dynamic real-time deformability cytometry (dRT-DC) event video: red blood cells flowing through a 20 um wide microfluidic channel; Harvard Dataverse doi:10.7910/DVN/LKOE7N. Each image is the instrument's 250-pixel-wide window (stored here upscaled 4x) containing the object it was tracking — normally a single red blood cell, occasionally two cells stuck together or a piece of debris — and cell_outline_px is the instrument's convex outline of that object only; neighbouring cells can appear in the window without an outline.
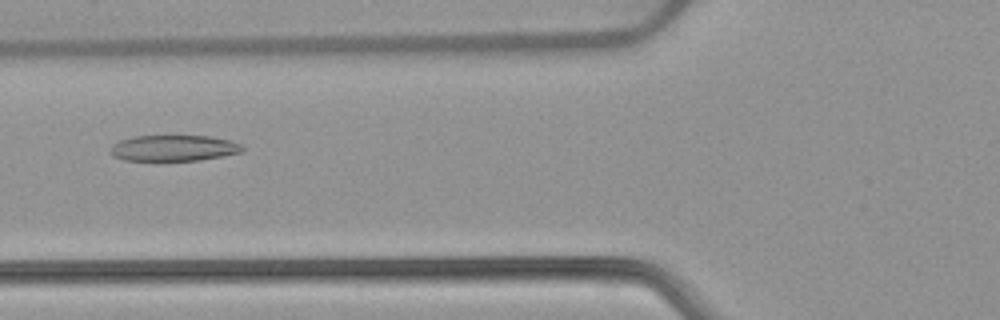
{"species": "common noctule bat (a hibernating species)", "species_latin": "Nyctalus noctula", "temperature_condition": "warm", "stored_images_in_passage": 52, "camera_frame_rate_fps": 3000, "um_per_image_px": 0.085, "animal": {"sex": "female", "body_mass_g": 22.7, "forearm_length_mm": 54.2}, "frame": {"image": 1, "passage_image": 20, "time_ms": 6.333, "image_size_px": [1000, 320], "cell_outline_px": [[244, 152], [224, 156], [200, 160], [156, 164], [124, 160], [112, 156], [108, 152], [112, 144], [120, 140], [136, 136], [212, 136], [232, 140], [240, 144], [244, 148]], "centroid_in_image_um": [14.72, 12.64], "position_along_channel_um": 111.1, "area_um2": 21.27}}
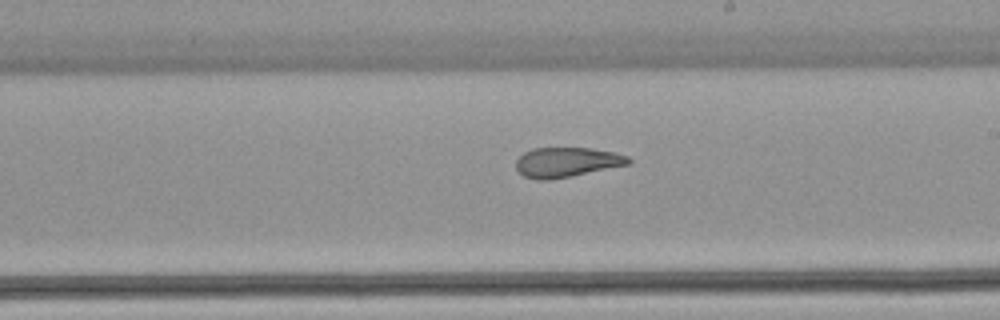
{"frame": {"image": 2, "passage_image": 30, "time_ms": 9.667, "image_size_px": [1000, 320], "cell_outline_px": [[632, 164], [572, 176], [548, 180], [536, 180], [524, 176], [516, 168], [516, 160], [524, 152], [532, 148], [592, 148], [612, 152], [628, 156], [632, 160]], "centroid_in_image_um": [48.19, 13.79], "position_along_channel_um": 240.8, "area_um2": 19.65}}
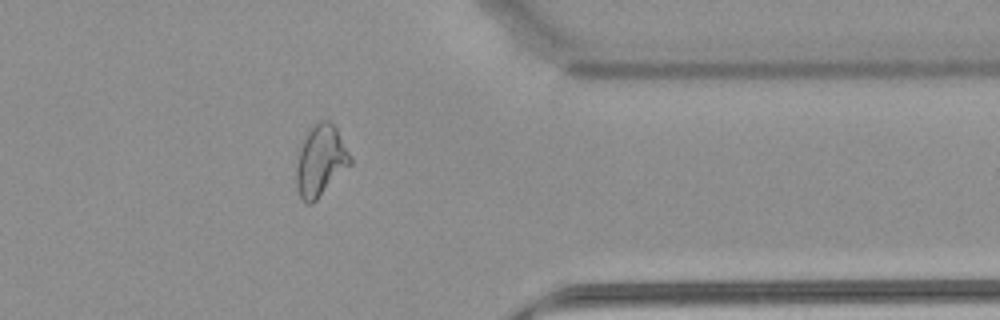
{"frame": {"image": 3, "passage_image": 42, "time_ms": 13.667, "image_size_px": [1000, 320], "cell_outline_px": [[352, 164], [312, 204], [308, 204], [300, 196], [296, 188], [296, 168], [300, 148], [304, 132], [308, 128], [320, 120], [328, 120], [336, 128], [352, 156]], "centroid_in_image_um": [27.25, 13.64], "position_along_channel_um": 384.2, "area_um2": 22.54}, "authors_computed_cell_mechanics": {"area_um2": 23.2934, "velocity_mm_per_s": 3.8885, "shape_relaxation_time_tau1_ms": null, "shape_relaxation_time_tau2_ms": 2.3536, "deformation_change_tau1": null, "deformation_change_tau2": 0.1023}}